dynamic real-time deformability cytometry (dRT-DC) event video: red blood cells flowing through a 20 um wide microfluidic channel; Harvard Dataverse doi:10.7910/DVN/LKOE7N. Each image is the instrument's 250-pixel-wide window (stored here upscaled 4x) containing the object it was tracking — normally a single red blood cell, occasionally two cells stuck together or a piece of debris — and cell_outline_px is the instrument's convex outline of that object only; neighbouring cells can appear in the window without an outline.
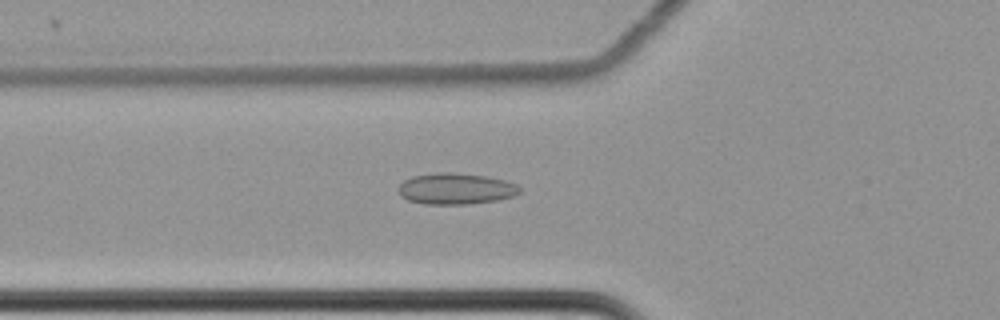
{"species": "common noctule bat (a hibernating species)", "species_latin": "Nyctalus noctula", "temperature_condition": "cold", "stored_images_in_passage": 50, "camera_frame_rate_fps": 3000, "um_per_image_px": 0.085, "animal": {"sex": "female", "body_mass_g": 22.7, "forearm_length_mm": 54.2}, "frame": {"image": 1, "passage_image": 13, "time_ms": 4.0, "image_size_px": [1000, 320], "cell_outline_px": [[520, 192], [512, 196], [496, 200], [468, 204], [424, 204], [408, 200], [400, 196], [396, 188], [404, 180], [412, 176], [436, 172], [448, 172], [484, 176], [504, 180], [516, 184], [520, 188]], "centroid_in_image_um": [38.68, 16.04], "position_along_channel_um": 87.1, "area_um2": 22.02}}
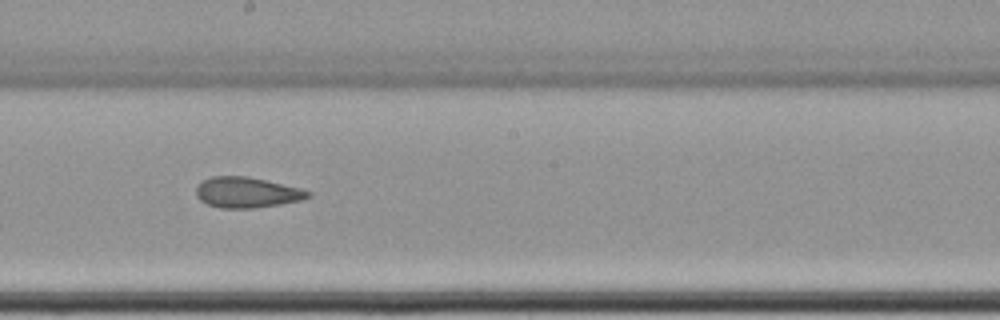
{"frame": {"image": 2, "passage_image": 25, "time_ms": 8.0, "image_size_px": [1000, 320], "cell_outline_px": [[312, 196], [304, 200], [256, 208], [220, 208], [208, 204], [200, 200], [196, 196], [196, 188], [204, 180], [212, 176], [248, 176], [300, 188], [312, 192]], "centroid_in_image_um": [21.02, 16.36], "position_along_channel_um": 227.2, "area_um2": 20.0}}
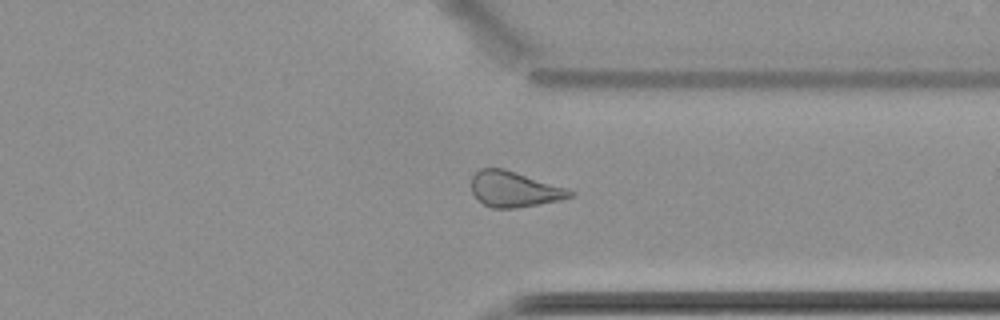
{"frame": {"image": 3, "passage_image": 37, "time_ms": 12.0, "image_size_px": [1000, 320], "cell_outline_px": [[576, 196], [560, 200], [516, 208], [492, 208], [484, 204], [472, 192], [472, 176], [480, 168], [504, 168], [576, 192]], "centroid_in_image_um": [43.71, 16.09], "position_along_channel_um": 367.7, "area_um2": 20.17}, "authors_computed_cell_mechanics": {"area_um2": 20.7791, "velocity_mm_per_s": 3.5008, "shape_relaxation_time_tau1_ms": null, "shape_relaxation_time_tau2_ms": 4.5661, "deformation_change_tau1": null, "deformation_change_tau2": 0.1124}}